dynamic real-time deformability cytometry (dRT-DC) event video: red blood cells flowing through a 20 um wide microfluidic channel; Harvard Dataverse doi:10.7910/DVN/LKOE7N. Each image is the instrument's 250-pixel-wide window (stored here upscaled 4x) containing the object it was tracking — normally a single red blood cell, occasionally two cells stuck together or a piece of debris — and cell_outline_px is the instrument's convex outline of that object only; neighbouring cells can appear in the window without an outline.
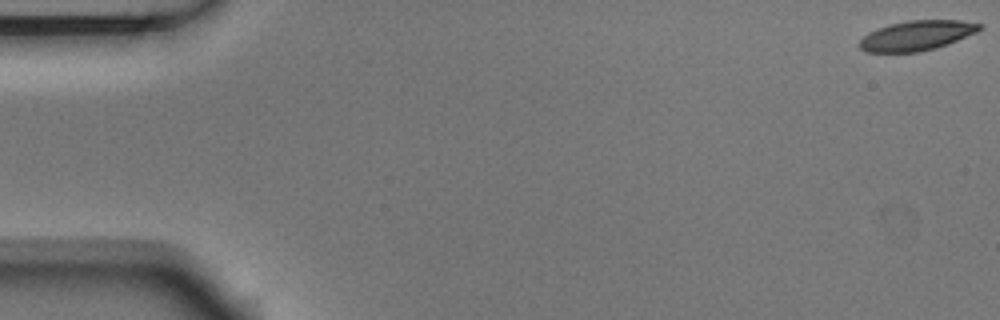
{"species": "Egyptian fruit bat (a non-hibernating species)", "species_latin": "Rousettus aegyptiacus", "temperature_condition": "room temperature", "stored_images_in_passage": 54, "camera_frame_rate_fps": 3000, "um_per_image_px": 0.085, "animal": {"sex": "male"}, "frame": {"image": 1, "passage_image": 1, "time_ms": 0.0, "image_size_px": [1000, 320], "cell_outline_px": [[984, 28], [976, 32], [948, 44], [936, 48], [920, 52], [864, 52], [856, 44], [868, 32], [892, 24], [908, 20], [960, 20], [984, 24]], "centroid_in_image_um": [77.93, 3.02], "position_along_channel_um": 7.1, "area_um2": 20.98}}
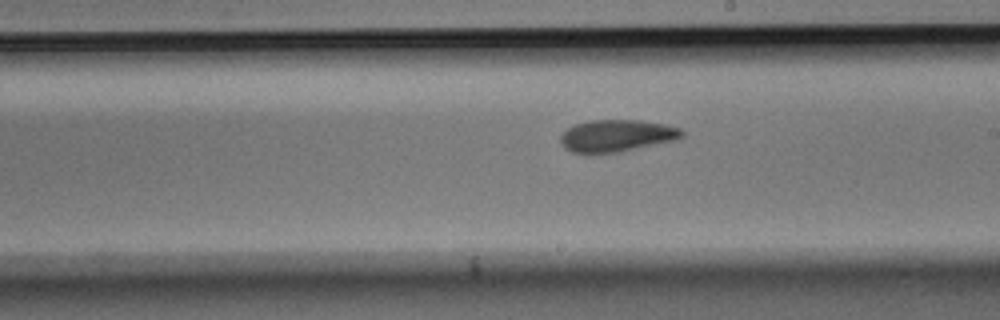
{"frame": {"image": 2, "passage_image": 31, "time_ms": 10.0, "image_size_px": [1000, 320], "cell_outline_px": [[684, 136], [676, 140], [616, 152], [592, 156], [584, 156], [572, 152], [564, 148], [560, 144], [560, 136], [568, 128], [576, 124], [592, 120], [640, 120], [664, 124], [680, 128], [684, 132]], "centroid_in_image_um": [52.36, 11.57], "position_along_channel_um": 236.6, "area_um2": 23.12}}
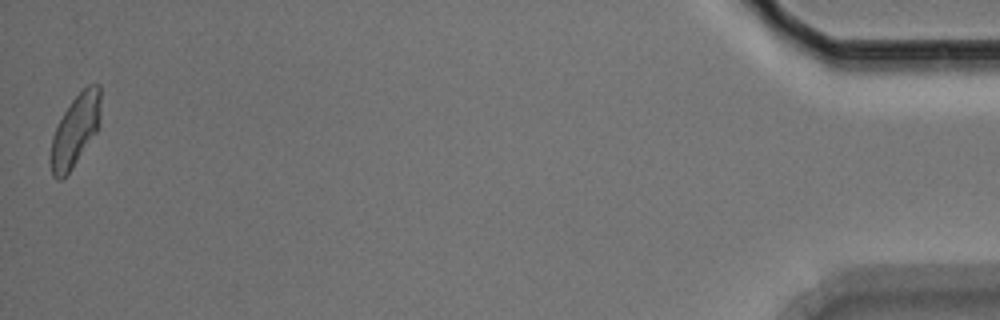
{"frame": {"image": 3, "passage_image": 54, "time_ms": 17.667, "image_size_px": [1000, 320], "cell_outline_px": [[100, 116], [96, 132], [72, 168], [60, 180], [56, 180], [52, 176], [48, 160], [52, 136], [64, 112], [72, 100], [88, 84], [100, 84]], "centroid_in_image_um": [6.36, 11.12], "position_along_channel_um": 428.8, "area_um2": 20.81}, "authors_computed_cell_mechanics": {"area_um2": 21.8195, "velocity_mm_per_s": 3.7254, "shape_relaxation_time_tau1_ms": 5.2594, "shape_relaxation_time_tau2_ms": 3.7996, "deformation_change_tau1": 0.1715, "deformation_change_tau2": 0.1171}}